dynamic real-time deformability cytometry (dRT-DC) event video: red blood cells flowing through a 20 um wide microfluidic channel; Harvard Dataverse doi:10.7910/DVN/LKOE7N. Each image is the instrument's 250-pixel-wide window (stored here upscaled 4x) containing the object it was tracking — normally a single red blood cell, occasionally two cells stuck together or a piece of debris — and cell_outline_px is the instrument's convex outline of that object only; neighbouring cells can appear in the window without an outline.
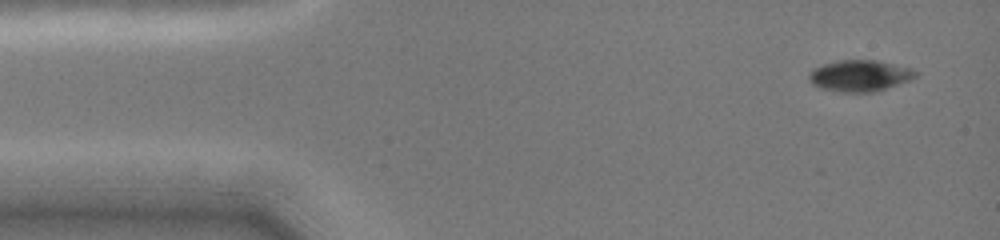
{"species": "common noctule bat (a hibernating species)", "species_latin": "Nyctalus noctula", "temperature_condition": "cold", "stored_images_in_passage": 5, "camera_frame_rate_fps": 3000, "um_per_image_px": 0.085, "animal": {"sex": "female", "body_mass_g": 19.0, "forearm_length_mm": 51.5}, "frame": {"image": 1, "passage_image": 1, "time_ms": 0.0, "image_size_px": [1000, 240], "cell_outline_px": [[916, 76], [908, 80], [876, 92], [844, 92], [820, 88], [812, 84], [808, 80], [808, 76], [812, 68], [836, 60], [876, 60], [912, 68], [916, 72]], "centroid_in_image_um": [73.03, 6.43], "position_along_channel_um": 12.0, "area_um2": 19.42}}